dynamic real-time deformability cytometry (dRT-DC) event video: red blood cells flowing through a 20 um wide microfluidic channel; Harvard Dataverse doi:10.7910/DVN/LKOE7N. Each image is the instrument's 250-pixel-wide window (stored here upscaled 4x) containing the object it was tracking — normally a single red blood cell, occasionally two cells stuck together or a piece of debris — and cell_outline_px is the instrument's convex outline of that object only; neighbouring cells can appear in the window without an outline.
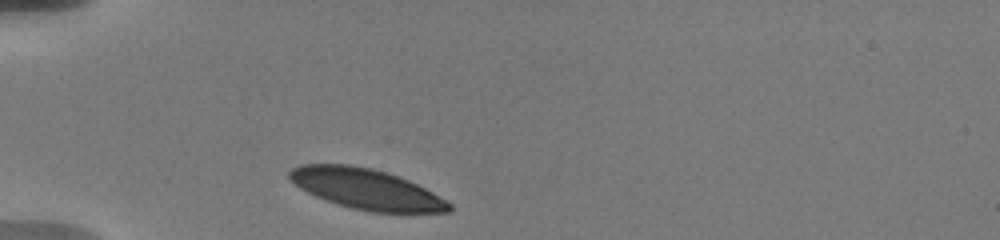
{"species": "human", "species_latin": "Homo sapiens", "temperature_condition": "warm", "stored_images_in_passage": 3, "camera_frame_rate_fps": 3000, "um_per_image_px": 0.085, "donor": {"sex": "male"}, "frame": {"image": 1, "passage_image": 1, "time_ms": 0.0, "image_size_px": [1000, 240], "cell_outline_px": [[452, 212], [372, 212], [352, 208], [336, 204], [324, 200], [300, 188], [288, 176], [288, 172], [292, 168], [300, 164], [348, 164], [372, 168], [408, 180], [432, 192], [452, 204]], "centroid_in_image_um": [31.11, 16.07], "position_along_channel_um": 53.9, "area_um2": 37.34}}